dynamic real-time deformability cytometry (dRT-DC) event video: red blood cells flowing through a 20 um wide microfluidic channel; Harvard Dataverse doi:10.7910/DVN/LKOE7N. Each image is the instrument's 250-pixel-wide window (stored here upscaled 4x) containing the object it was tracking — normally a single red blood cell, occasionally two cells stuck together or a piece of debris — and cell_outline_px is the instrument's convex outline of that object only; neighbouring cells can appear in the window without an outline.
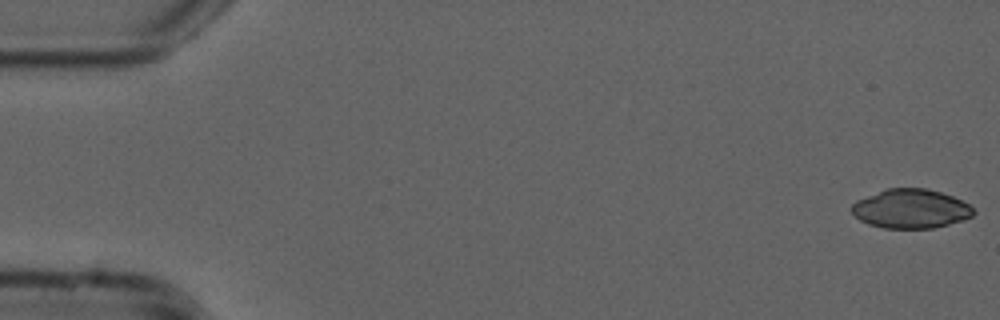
{"species": "common noctule bat (a hibernating species)", "species_latin": "Nyctalus noctula", "temperature_condition": "cold", "stored_images_in_passage": 54, "camera_frame_rate_fps": 3000, "um_per_image_px": 0.085, "animal": {"sex": "male", "forearm_length_mm": 52.5}, "frame": {"image": 1, "passage_image": 1, "time_ms": 0.0, "image_size_px": [1000, 320], "cell_outline_px": [[976, 212], [972, 216], [964, 220], [932, 228], [884, 228], [868, 224], [860, 220], [852, 212], [852, 204], [856, 200], [888, 188], [924, 188], [940, 192], [952, 196], [968, 204]], "centroid_in_image_um": [77.42, 17.75], "position_along_channel_um": 7.6, "area_um2": 27.57}}